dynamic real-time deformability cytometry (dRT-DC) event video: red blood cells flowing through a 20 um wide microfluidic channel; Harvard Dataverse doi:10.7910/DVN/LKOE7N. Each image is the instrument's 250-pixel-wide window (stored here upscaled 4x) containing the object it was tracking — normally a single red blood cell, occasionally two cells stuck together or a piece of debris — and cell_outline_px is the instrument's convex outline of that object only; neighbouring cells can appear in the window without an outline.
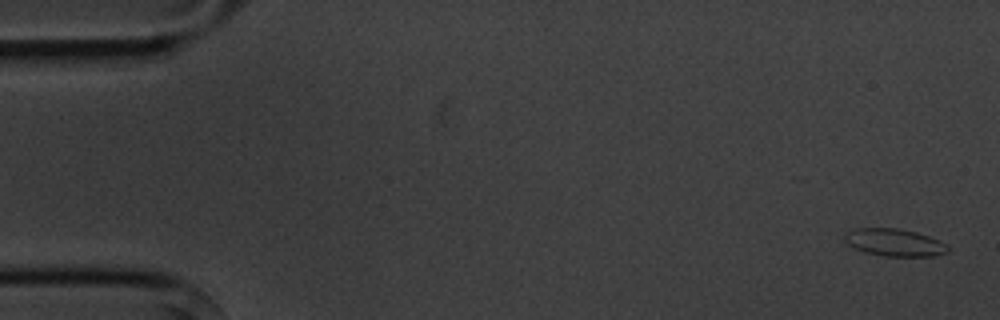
{"species": "common noctule bat (a hibernating species)", "species_latin": "Nyctalus noctula", "temperature_condition": "cold", "stored_images_in_passage": 5, "camera_frame_rate_fps": 3000, "um_per_image_px": 0.085, "animal": {"sex": "male", "body_mass_g": 20.1, "forearm_length_mm": 53.5}, "frame": {"image": 1, "passage_image": 1, "time_ms": 0.0, "image_size_px": [1000, 320], "cell_outline_px": [[948, 252], [936, 256], [884, 256], [864, 252], [848, 244], [844, 240], [844, 232], [856, 228], [900, 228], [916, 232], [940, 240], [948, 244]], "centroid_in_image_um": [76.04, 20.6], "position_along_channel_um": 9.0, "area_um2": 16.65}}
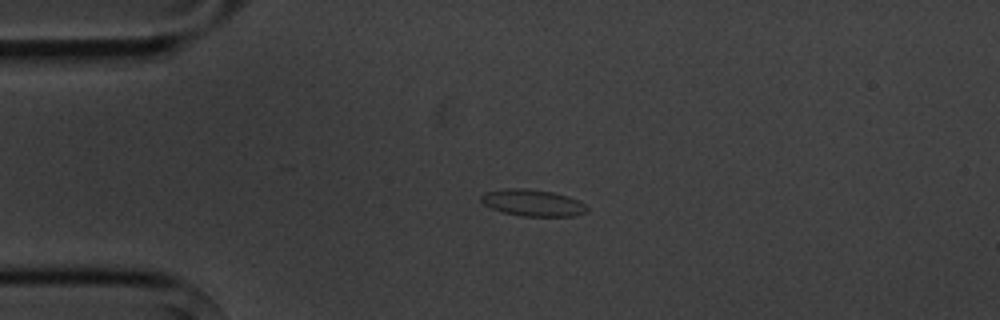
{"frame": {"image": 2, "passage_image": 4, "time_ms": 3.667, "image_size_px": [1000, 320], "cell_outline_px": [[588, 212], [576, 216], [524, 216], [504, 212], [492, 208], [484, 204], [480, 200], [480, 196], [484, 192], [504, 188], [524, 188], [552, 192], [568, 196], [584, 204], [588, 208]], "centroid_in_image_um": [45.28, 17.23], "position_along_channel_um": 39.7, "area_um2": 16.42}}